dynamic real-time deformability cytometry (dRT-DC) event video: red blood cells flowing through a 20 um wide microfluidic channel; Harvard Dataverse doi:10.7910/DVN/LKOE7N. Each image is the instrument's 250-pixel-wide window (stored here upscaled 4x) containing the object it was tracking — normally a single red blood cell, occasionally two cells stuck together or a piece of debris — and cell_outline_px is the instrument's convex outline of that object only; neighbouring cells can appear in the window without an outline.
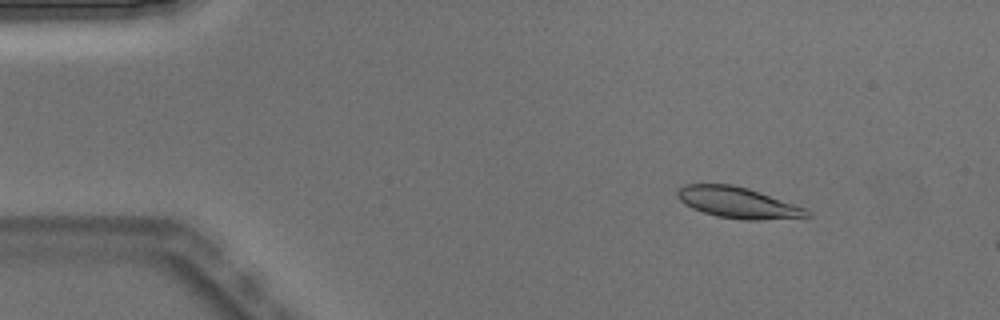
{"species": "Egyptian fruit bat (a non-hibernating species)", "species_latin": "Rousettus aegyptiacus", "temperature_condition": "warm", "stored_images_in_passage": 3, "camera_frame_rate_fps": 3000, "um_per_image_px": 0.085, "animal": {"sex": "male"}, "frame": {"image": 1, "passage_image": 1, "time_ms": 0.0, "image_size_px": [1000, 320], "cell_outline_px": [[812, 216], [760, 220], [744, 220], [716, 216], [692, 208], [684, 204], [676, 196], [676, 192], [684, 184], [732, 184], [748, 188], [760, 192], [804, 208]], "centroid_in_image_um": [62.66, 17.22], "position_along_channel_um": 22.3, "area_um2": 23.18}}